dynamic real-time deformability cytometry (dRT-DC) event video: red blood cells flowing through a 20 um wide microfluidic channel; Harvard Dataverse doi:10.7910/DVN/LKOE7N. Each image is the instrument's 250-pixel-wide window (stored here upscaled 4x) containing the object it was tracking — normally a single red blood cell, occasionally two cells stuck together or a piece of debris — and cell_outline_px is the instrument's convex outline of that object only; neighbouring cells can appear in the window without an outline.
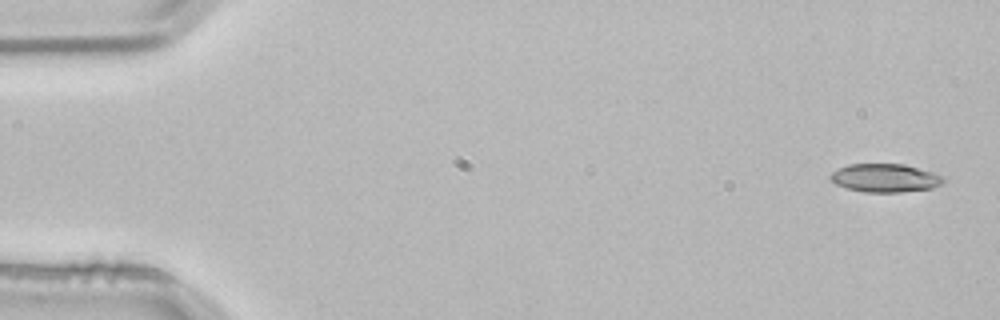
{"species": "common noctule bat (a hibernating species)", "species_latin": "Nyctalus noctula", "temperature_condition": "room temperature", "stored_images_in_passage": 3, "camera_frame_rate_fps": 3000, "um_per_image_px": 0.085, "animal": {"sex": "male", "body_mass_g": 21.5, "forearm_length_mm": 52.0}, "frame": {"image": 1, "passage_image": 1, "time_ms": 0.0, "image_size_px": [1000, 320], "cell_outline_px": [[944, 180], [940, 184], [932, 188], [900, 192], [864, 192], [848, 188], [836, 184], [828, 176], [832, 172], [848, 164], [904, 164], [932, 172], [940, 176]], "centroid_in_image_um": [75.2, 15.12], "position_along_channel_um": 9.8, "area_um2": 18.38}}